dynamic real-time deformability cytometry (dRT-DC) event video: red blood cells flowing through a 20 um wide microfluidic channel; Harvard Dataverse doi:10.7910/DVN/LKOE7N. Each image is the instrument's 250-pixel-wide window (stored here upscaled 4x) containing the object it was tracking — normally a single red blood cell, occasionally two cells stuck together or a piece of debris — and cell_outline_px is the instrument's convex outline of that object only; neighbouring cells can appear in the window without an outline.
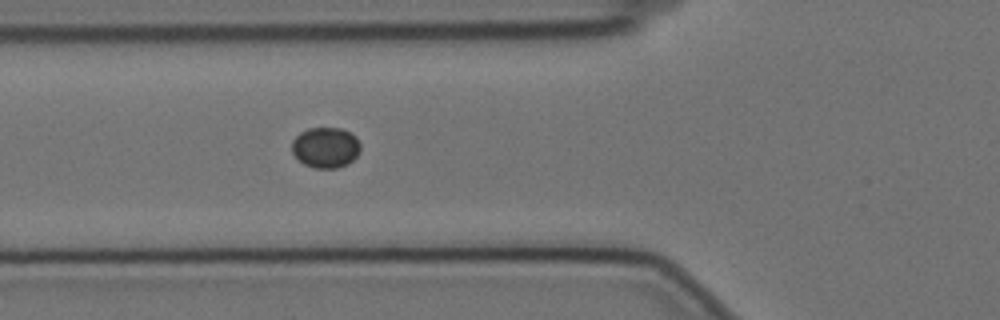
{"species": "Egyptian fruit bat (a non-hibernating species)", "species_latin": "Rousettus aegyptiacus", "temperature_condition": "cold", "stored_images_in_passage": 43, "camera_frame_rate_fps": 3000, "um_per_image_px": 0.085, "animal": {"sex": "female"}, "frame": {"image": 1, "passage_image": 6, "time_ms": 1.667, "image_size_px": [1000, 320], "cell_outline_px": [[360, 152], [348, 164], [336, 168], [316, 168], [304, 164], [292, 152], [292, 140], [300, 132], [308, 128], [340, 128], [356, 136], [360, 144]], "centroid_in_image_um": [27.68, 12.53], "position_along_channel_um": 98.1, "area_um2": 16.18}}
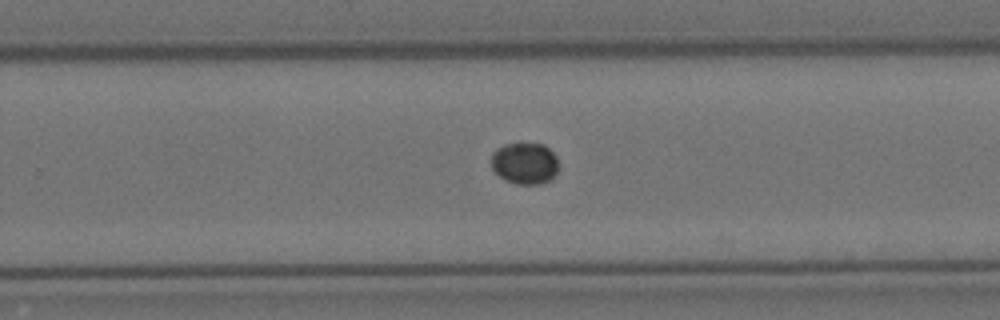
{"frame": {"image": 2, "passage_image": 22, "time_ms": 7.0, "image_size_px": [1000, 320], "cell_outline_px": [[556, 172], [548, 180], [540, 184], [516, 184], [504, 180], [492, 168], [492, 152], [496, 148], [504, 144], [544, 144], [556, 156]], "centroid_in_image_um": [44.56, 13.88], "position_along_channel_um": 285.2, "area_um2": 16.07}}
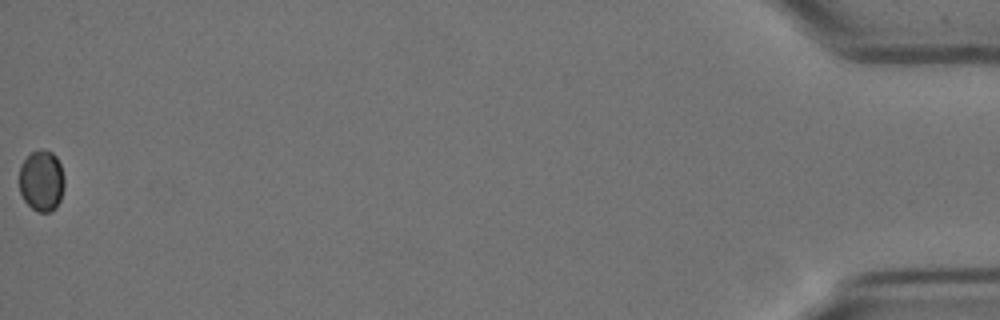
{"frame": {"image": 3, "passage_image": 43, "time_ms": 14.0, "image_size_px": [1000, 320], "cell_outline_px": [[64, 188], [60, 200], [56, 208], [52, 212], [40, 212], [32, 208], [24, 200], [20, 192], [20, 164], [32, 152], [40, 148], [52, 152], [56, 156], [60, 164], [64, 176]], "centroid_in_image_um": [3.55, 15.36], "position_along_channel_um": 431.7, "area_um2": 16.18}}